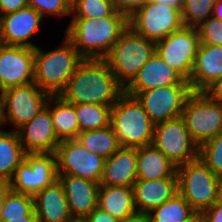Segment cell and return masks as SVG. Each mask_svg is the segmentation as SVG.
I'll list each match as a JSON object with an SVG mask.
<instances>
[{"instance_id":"39","label":"cell","mask_w":222,"mask_h":222,"mask_svg":"<svg viewBox=\"0 0 222 222\" xmlns=\"http://www.w3.org/2000/svg\"><path fill=\"white\" fill-rule=\"evenodd\" d=\"M27 6V0H0V13L1 15L13 13Z\"/></svg>"},{"instance_id":"3","label":"cell","mask_w":222,"mask_h":222,"mask_svg":"<svg viewBox=\"0 0 222 222\" xmlns=\"http://www.w3.org/2000/svg\"><path fill=\"white\" fill-rule=\"evenodd\" d=\"M84 58L64 36L62 45L51 51L34 49V83L50 95H59Z\"/></svg>"},{"instance_id":"19","label":"cell","mask_w":222,"mask_h":222,"mask_svg":"<svg viewBox=\"0 0 222 222\" xmlns=\"http://www.w3.org/2000/svg\"><path fill=\"white\" fill-rule=\"evenodd\" d=\"M58 181L63 187L73 219L84 220L97 207L100 184L68 174H58Z\"/></svg>"},{"instance_id":"11","label":"cell","mask_w":222,"mask_h":222,"mask_svg":"<svg viewBox=\"0 0 222 222\" xmlns=\"http://www.w3.org/2000/svg\"><path fill=\"white\" fill-rule=\"evenodd\" d=\"M58 180L55 153L26 154L8 181L9 188L16 193L34 196L40 190Z\"/></svg>"},{"instance_id":"2","label":"cell","mask_w":222,"mask_h":222,"mask_svg":"<svg viewBox=\"0 0 222 222\" xmlns=\"http://www.w3.org/2000/svg\"><path fill=\"white\" fill-rule=\"evenodd\" d=\"M127 28L128 17L116 9L100 19L72 18L64 33L84 59L104 60Z\"/></svg>"},{"instance_id":"15","label":"cell","mask_w":222,"mask_h":222,"mask_svg":"<svg viewBox=\"0 0 222 222\" xmlns=\"http://www.w3.org/2000/svg\"><path fill=\"white\" fill-rule=\"evenodd\" d=\"M16 132L26 154L55 153L61 142L54 131L50 110L47 107Z\"/></svg>"},{"instance_id":"21","label":"cell","mask_w":222,"mask_h":222,"mask_svg":"<svg viewBox=\"0 0 222 222\" xmlns=\"http://www.w3.org/2000/svg\"><path fill=\"white\" fill-rule=\"evenodd\" d=\"M137 181V148L120 147L106 158L100 185L133 187Z\"/></svg>"},{"instance_id":"12","label":"cell","mask_w":222,"mask_h":222,"mask_svg":"<svg viewBox=\"0 0 222 222\" xmlns=\"http://www.w3.org/2000/svg\"><path fill=\"white\" fill-rule=\"evenodd\" d=\"M192 92L190 85H169L126 94L138 100L150 120L156 125L180 117L186 100Z\"/></svg>"},{"instance_id":"6","label":"cell","mask_w":222,"mask_h":222,"mask_svg":"<svg viewBox=\"0 0 222 222\" xmlns=\"http://www.w3.org/2000/svg\"><path fill=\"white\" fill-rule=\"evenodd\" d=\"M178 193L200 215L218 201L219 176L198 157L176 169Z\"/></svg>"},{"instance_id":"4","label":"cell","mask_w":222,"mask_h":222,"mask_svg":"<svg viewBox=\"0 0 222 222\" xmlns=\"http://www.w3.org/2000/svg\"><path fill=\"white\" fill-rule=\"evenodd\" d=\"M110 125L121 147L140 148L152 144L155 124L138 100L125 92L111 107Z\"/></svg>"},{"instance_id":"33","label":"cell","mask_w":222,"mask_h":222,"mask_svg":"<svg viewBox=\"0 0 222 222\" xmlns=\"http://www.w3.org/2000/svg\"><path fill=\"white\" fill-rule=\"evenodd\" d=\"M216 0H183L181 9L185 26L196 27L212 16Z\"/></svg>"},{"instance_id":"31","label":"cell","mask_w":222,"mask_h":222,"mask_svg":"<svg viewBox=\"0 0 222 222\" xmlns=\"http://www.w3.org/2000/svg\"><path fill=\"white\" fill-rule=\"evenodd\" d=\"M24 216H36L33 196L9 189L3 200L2 222L22 219Z\"/></svg>"},{"instance_id":"17","label":"cell","mask_w":222,"mask_h":222,"mask_svg":"<svg viewBox=\"0 0 222 222\" xmlns=\"http://www.w3.org/2000/svg\"><path fill=\"white\" fill-rule=\"evenodd\" d=\"M42 15L30 6L2 15L0 44L35 49L29 39L39 31Z\"/></svg>"},{"instance_id":"29","label":"cell","mask_w":222,"mask_h":222,"mask_svg":"<svg viewBox=\"0 0 222 222\" xmlns=\"http://www.w3.org/2000/svg\"><path fill=\"white\" fill-rule=\"evenodd\" d=\"M76 139L87 150L105 159L112 156L121 147L111 125L80 132Z\"/></svg>"},{"instance_id":"14","label":"cell","mask_w":222,"mask_h":222,"mask_svg":"<svg viewBox=\"0 0 222 222\" xmlns=\"http://www.w3.org/2000/svg\"><path fill=\"white\" fill-rule=\"evenodd\" d=\"M55 155L58 174L78 176L100 183L106 159L87 150L77 139L61 141Z\"/></svg>"},{"instance_id":"22","label":"cell","mask_w":222,"mask_h":222,"mask_svg":"<svg viewBox=\"0 0 222 222\" xmlns=\"http://www.w3.org/2000/svg\"><path fill=\"white\" fill-rule=\"evenodd\" d=\"M37 222H71L73 219L63 187L57 180L33 196Z\"/></svg>"},{"instance_id":"20","label":"cell","mask_w":222,"mask_h":222,"mask_svg":"<svg viewBox=\"0 0 222 222\" xmlns=\"http://www.w3.org/2000/svg\"><path fill=\"white\" fill-rule=\"evenodd\" d=\"M222 77V46L200 43L189 84L192 91L203 92Z\"/></svg>"},{"instance_id":"35","label":"cell","mask_w":222,"mask_h":222,"mask_svg":"<svg viewBox=\"0 0 222 222\" xmlns=\"http://www.w3.org/2000/svg\"><path fill=\"white\" fill-rule=\"evenodd\" d=\"M27 4L42 15V17L44 15L56 17L71 16V4L69 0H27Z\"/></svg>"},{"instance_id":"41","label":"cell","mask_w":222,"mask_h":222,"mask_svg":"<svg viewBox=\"0 0 222 222\" xmlns=\"http://www.w3.org/2000/svg\"><path fill=\"white\" fill-rule=\"evenodd\" d=\"M203 92L210 99L222 103V77L210 84Z\"/></svg>"},{"instance_id":"10","label":"cell","mask_w":222,"mask_h":222,"mask_svg":"<svg viewBox=\"0 0 222 222\" xmlns=\"http://www.w3.org/2000/svg\"><path fill=\"white\" fill-rule=\"evenodd\" d=\"M152 145L176 167L198 158L199 146L192 140L181 116L156 124Z\"/></svg>"},{"instance_id":"25","label":"cell","mask_w":222,"mask_h":222,"mask_svg":"<svg viewBox=\"0 0 222 222\" xmlns=\"http://www.w3.org/2000/svg\"><path fill=\"white\" fill-rule=\"evenodd\" d=\"M97 207L117 220L136 213L133 187L100 185Z\"/></svg>"},{"instance_id":"26","label":"cell","mask_w":222,"mask_h":222,"mask_svg":"<svg viewBox=\"0 0 222 222\" xmlns=\"http://www.w3.org/2000/svg\"><path fill=\"white\" fill-rule=\"evenodd\" d=\"M46 107L50 110L54 131L60 141L76 139L80 133L75 104L64 101L58 95H51Z\"/></svg>"},{"instance_id":"7","label":"cell","mask_w":222,"mask_h":222,"mask_svg":"<svg viewBox=\"0 0 222 222\" xmlns=\"http://www.w3.org/2000/svg\"><path fill=\"white\" fill-rule=\"evenodd\" d=\"M50 96L34 82L7 88L0 100V126L10 124L18 130L46 107Z\"/></svg>"},{"instance_id":"38","label":"cell","mask_w":222,"mask_h":222,"mask_svg":"<svg viewBox=\"0 0 222 222\" xmlns=\"http://www.w3.org/2000/svg\"><path fill=\"white\" fill-rule=\"evenodd\" d=\"M201 222H222V201H216L200 215Z\"/></svg>"},{"instance_id":"48","label":"cell","mask_w":222,"mask_h":222,"mask_svg":"<svg viewBox=\"0 0 222 222\" xmlns=\"http://www.w3.org/2000/svg\"><path fill=\"white\" fill-rule=\"evenodd\" d=\"M218 200L222 201V175L219 176Z\"/></svg>"},{"instance_id":"43","label":"cell","mask_w":222,"mask_h":222,"mask_svg":"<svg viewBox=\"0 0 222 222\" xmlns=\"http://www.w3.org/2000/svg\"><path fill=\"white\" fill-rule=\"evenodd\" d=\"M9 189L10 188L8 182L3 181L0 184V222H2V207H3L4 196Z\"/></svg>"},{"instance_id":"49","label":"cell","mask_w":222,"mask_h":222,"mask_svg":"<svg viewBox=\"0 0 222 222\" xmlns=\"http://www.w3.org/2000/svg\"><path fill=\"white\" fill-rule=\"evenodd\" d=\"M71 222H86L85 220H80V219H74Z\"/></svg>"},{"instance_id":"8","label":"cell","mask_w":222,"mask_h":222,"mask_svg":"<svg viewBox=\"0 0 222 222\" xmlns=\"http://www.w3.org/2000/svg\"><path fill=\"white\" fill-rule=\"evenodd\" d=\"M181 117L198 146L222 132V103L210 99L204 92L191 93Z\"/></svg>"},{"instance_id":"51","label":"cell","mask_w":222,"mask_h":222,"mask_svg":"<svg viewBox=\"0 0 222 222\" xmlns=\"http://www.w3.org/2000/svg\"><path fill=\"white\" fill-rule=\"evenodd\" d=\"M193 222H201L200 216H198Z\"/></svg>"},{"instance_id":"5","label":"cell","mask_w":222,"mask_h":222,"mask_svg":"<svg viewBox=\"0 0 222 222\" xmlns=\"http://www.w3.org/2000/svg\"><path fill=\"white\" fill-rule=\"evenodd\" d=\"M155 51L154 41L138 35L128 26L104 60L125 89Z\"/></svg>"},{"instance_id":"27","label":"cell","mask_w":222,"mask_h":222,"mask_svg":"<svg viewBox=\"0 0 222 222\" xmlns=\"http://www.w3.org/2000/svg\"><path fill=\"white\" fill-rule=\"evenodd\" d=\"M26 153L17 132L5 131L0 126V178L8 182L16 168L24 161Z\"/></svg>"},{"instance_id":"23","label":"cell","mask_w":222,"mask_h":222,"mask_svg":"<svg viewBox=\"0 0 222 222\" xmlns=\"http://www.w3.org/2000/svg\"><path fill=\"white\" fill-rule=\"evenodd\" d=\"M134 203L137 212L149 213L177 192V178L137 180L133 185Z\"/></svg>"},{"instance_id":"34","label":"cell","mask_w":222,"mask_h":222,"mask_svg":"<svg viewBox=\"0 0 222 222\" xmlns=\"http://www.w3.org/2000/svg\"><path fill=\"white\" fill-rule=\"evenodd\" d=\"M198 157L214 174L222 175V132L199 146Z\"/></svg>"},{"instance_id":"44","label":"cell","mask_w":222,"mask_h":222,"mask_svg":"<svg viewBox=\"0 0 222 222\" xmlns=\"http://www.w3.org/2000/svg\"><path fill=\"white\" fill-rule=\"evenodd\" d=\"M212 17L222 21V0H216L213 7Z\"/></svg>"},{"instance_id":"18","label":"cell","mask_w":222,"mask_h":222,"mask_svg":"<svg viewBox=\"0 0 222 222\" xmlns=\"http://www.w3.org/2000/svg\"><path fill=\"white\" fill-rule=\"evenodd\" d=\"M169 85H190L176 70L155 53L142 66L137 76L124 89L125 93H140Z\"/></svg>"},{"instance_id":"50","label":"cell","mask_w":222,"mask_h":222,"mask_svg":"<svg viewBox=\"0 0 222 222\" xmlns=\"http://www.w3.org/2000/svg\"><path fill=\"white\" fill-rule=\"evenodd\" d=\"M1 22H2V15L0 13V36H1Z\"/></svg>"},{"instance_id":"30","label":"cell","mask_w":222,"mask_h":222,"mask_svg":"<svg viewBox=\"0 0 222 222\" xmlns=\"http://www.w3.org/2000/svg\"><path fill=\"white\" fill-rule=\"evenodd\" d=\"M75 112L80 132L108 127L111 119V106L82 103L75 104Z\"/></svg>"},{"instance_id":"9","label":"cell","mask_w":222,"mask_h":222,"mask_svg":"<svg viewBox=\"0 0 222 222\" xmlns=\"http://www.w3.org/2000/svg\"><path fill=\"white\" fill-rule=\"evenodd\" d=\"M128 26L138 35L156 43L185 25L181 10L149 1L128 17Z\"/></svg>"},{"instance_id":"36","label":"cell","mask_w":222,"mask_h":222,"mask_svg":"<svg viewBox=\"0 0 222 222\" xmlns=\"http://www.w3.org/2000/svg\"><path fill=\"white\" fill-rule=\"evenodd\" d=\"M200 43L222 46V21L209 17L196 26Z\"/></svg>"},{"instance_id":"46","label":"cell","mask_w":222,"mask_h":222,"mask_svg":"<svg viewBox=\"0 0 222 222\" xmlns=\"http://www.w3.org/2000/svg\"><path fill=\"white\" fill-rule=\"evenodd\" d=\"M8 222H37L36 216H24L22 219L10 220Z\"/></svg>"},{"instance_id":"45","label":"cell","mask_w":222,"mask_h":222,"mask_svg":"<svg viewBox=\"0 0 222 222\" xmlns=\"http://www.w3.org/2000/svg\"><path fill=\"white\" fill-rule=\"evenodd\" d=\"M150 1L156 2V3H164L166 5L176 7L179 10L182 9V5H183V0H150Z\"/></svg>"},{"instance_id":"47","label":"cell","mask_w":222,"mask_h":222,"mask_svg":"<svg viewBox=\"0 0 222 222\" xmlns=\"http://www.w3.org/2000/svg\"><path fill=\"white\" fill-rule=\"evenodd\" d=\"M6 91H7V88L5 87V85L1 79V76H0V100L3 98Z\"/></svg>"},{"instance_id":"40","label":"cell","mask_w":222,"mask_h":222,"mask_svg":"<svg viewBox=\"0 0 222 222\" xmlns=\"http://www.w3.org/2000/svg\"><path fill=\"white\" fill-rule=\"evenodd\" d=\"M86 222H118L116 218L109 213L96 207L85 219Z\"/></svg>"},{"instance_id":"24","label":"cell","mask_w":222,"mask_h":222,"mask_svg":"<svg viewBox=\"0 0 222 222\" xmlns=\"http://www.w3.org/2000/svg\"><path fill=\"white\" fill-rule=\"evenodd\" d=\"M177 167L152 144L137 148V180L177 178Z\"/></svg>"},{"instance_id":"16","label":"cell","mask_w":222,"mask_h":222,"mask_svg":"<svg viewBox=\"0 0 222 222\" xmlns=\"http://www.w3.org/2000/svg\"><path fill=\"white\" fill-rule=\"evenodd\" d=\"M0 76L6 88L34 82V49L0 44Z\"/></svg>"},{"instance_id":"32","label":"cell","mask_w":222,"mask_h":222,"mask_svg":"<svg viewBox=\"0 0 222 222\" xmlns=\"http://www.w3.org/2000/svg\"><path fill=\"white\" fill-rule=\"evenodd\" d=\"M116 10L113 0H76L71 5L72 18L100 19Z\"/></svg>"},{"instance_id":"28","label":"cell","mask_w":222,"mask_h":222,"mask_svg":"<svg viewBox=\"0 0 222 222\" xmlns=\"http://www.w3.org/2000/svg\"><path fill=\"white\" fill-rule=\"evenodd\" d=\"M148 214L151 222H193L199 216L178 192Z\"/></svg>"},{"instance_id":"37","label":"cell","mask_w":222,"mask_h":222,"mask_svg":"<svg viewBox=\"0 0 222 222\" xmlns=\"http://www.w3.org/2000/svg\"><path fill=\"white\" fill-rule=\"evenodd\" d=\"M149 1L150 0H113L115 8L127 17Z\"/></svg>"},{"instance_id":"52","label":"cell","mask_w":222,"mask_h":222,"mask_svg":"<svg viewBox=\"0 0 222 222\" xmlns=\"http://www.w3.org/2000/svg\"><path fill=\"white\" fill-rule=\"evenodd\" d=\"M70 4L72 5L76 0H69Z\"/></svg>"},{"instance_id":"1","label":"cell","mask_w":222,"mask_h":222,"mask_svg":"<svg viewBox=\"0 0 222 222\" xmlns=\"http://www.w3.org/2000/svg\"><path fill=\"white\" fill-rule=\"evenodd\" d=\"M123 93L124 88L105 60L84 59L58 96L71 104L112 107Z\"/></svg>"},{"instance_id":"13","label":"cell","mask_w":222,"mask_h":222,"mask_svg":"<svg viewBox=\"0 0 222 222\" xmlns=\"http://www.w3.org/2000/svg\"><path fill=\"white\" fill-rule=\"evenodd\" d=\"M200 45L196 27L184 26L156 42V52L185 80H189Z\"/></svg>"},{"instance_id":"42","label":"cell","mask_w":222,"mask_h":222,"mask_svg":"<svg viewBox=\"0 0 222 222\" xmlns=\"http://www.w3.org/2000/svg\"><path fill=\"white\" fill-rule=\"evenodd\" d=\"M118 222H151V220L148 213L136 212Z\"/></svg>"}]
</instances>
